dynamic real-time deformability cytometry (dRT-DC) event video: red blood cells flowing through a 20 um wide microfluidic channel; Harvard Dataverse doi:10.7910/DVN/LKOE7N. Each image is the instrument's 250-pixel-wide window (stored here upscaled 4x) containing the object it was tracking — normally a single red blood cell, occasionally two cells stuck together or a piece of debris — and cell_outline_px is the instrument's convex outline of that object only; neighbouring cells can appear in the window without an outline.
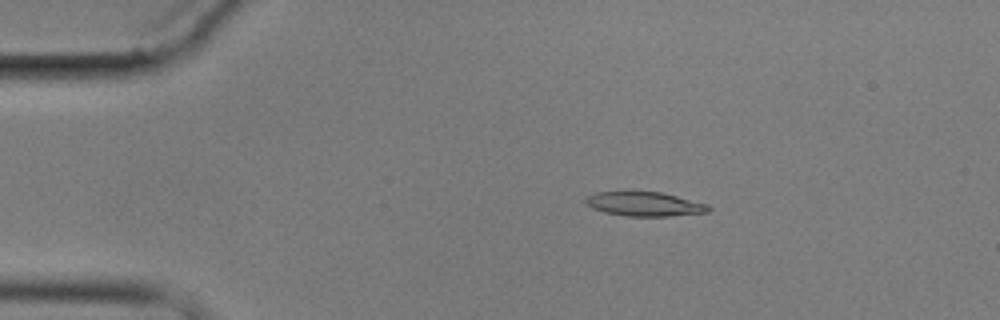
{"species": "common noctule bat (a hibernating species)", "species_latin": "Nyctalus noctula", "temperature_condition": "cold", "stored_images_in_passage": 11, "camera_frame_rate_fps": 3000, "um_per_image_px": 0.085, "animal": {"sex": "male", "body_mass_g": 17.9}, "frame": {"image": 1, "passage_image": 3, "time_ms": 3.333, "image_size_px": [1000, 320], "cell_outline_px": [[712, 208], [708, 212], [668, 216], [628, 216], [604, 212], [592, 208], [584, 204], [584, 200], [588, 196], [596, 192], [660, 192], [708, 204]], "centroid_in_image_um": [54.77, 17.35], "position_along_channel_um": 30.2, "area_um2": 17.22}}
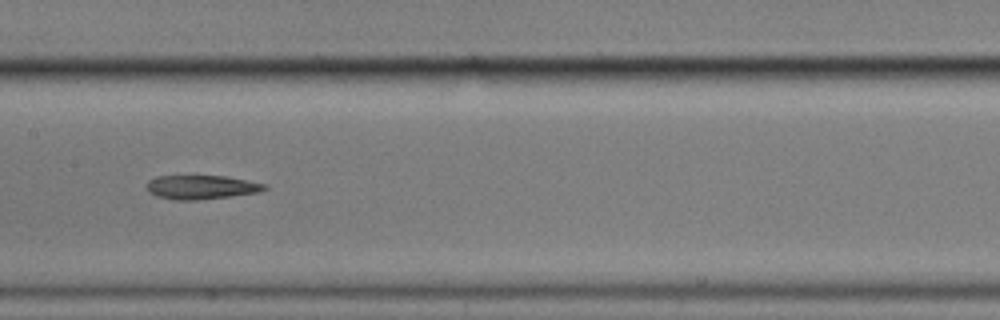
{"frame": {"image": 2, "passage_image": 8, "time_ms": 9.333, "image_size_px": [1000, 320], "cell_outline_px": [[268, 188], [260, 192], [196, 200], [176, 200], [156, 196], [148, 192], [148, 180], [156, 176], [224, 176], [248, 180], [268, 184]], "centroid_in_image_um": [17.13, 15.9], "position_along_channel_um": 190.3, "area_um2": 16.42}}
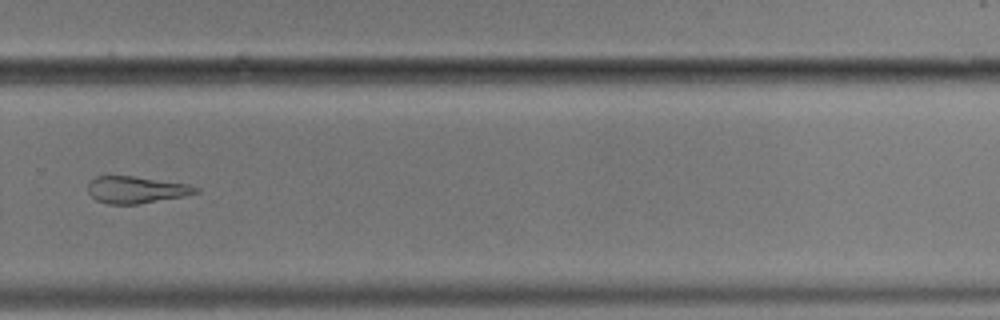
{"frame": {"image": 3, "passage_image": 11, "time_ms": 13.0, "image_size_px": [1000, 320], "cell_outline_px": [[200, 192], [184, 196], [136, 204], [108, 204], [96, 200], [88, 192], [88, 184], [96, 176], [132, 176], [188, 184], [200, 188]], "centroid_in_image_um": [11.58, 16.13], "position_along_channel_um": 318.2, "area_um2": 16.76}}